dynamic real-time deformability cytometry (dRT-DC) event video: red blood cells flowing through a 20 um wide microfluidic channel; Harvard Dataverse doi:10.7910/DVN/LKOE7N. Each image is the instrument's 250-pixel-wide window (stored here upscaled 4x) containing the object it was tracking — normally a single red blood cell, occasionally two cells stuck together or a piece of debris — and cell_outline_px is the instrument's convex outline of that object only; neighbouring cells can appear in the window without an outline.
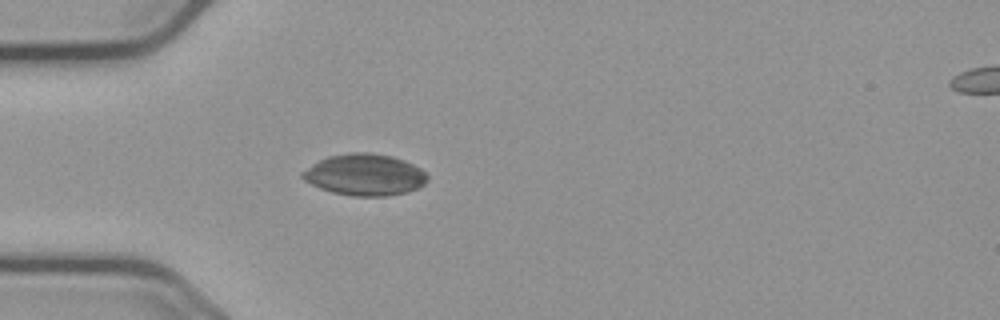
{"species": "common noctule bat (a hibernating species)", "species_latin": "Nyctalus noctula", "temperature_condition": "cold", "stored_images_in_passage": 41, "camera_frame_rate_fps": 3000, "um_per_image_px": 0.085, "animal": {"sex": "male", "body_mass_g": 23.1, "forearm_length_mm": 52.7}, "frame": {"image": 1, "passage_image": 1, "time_ms": 0.0, "image_size_px": [1000, 320], "cell_outline_px": [[428, 180], [420, 188], [408, 192], [388, 196], [352, 196], [332, 192], [320, 188], [304, 180], [300, 176], [300, 172], [312, 164], [328, 156], [352, 152], [368, 152], [392, 156], [404, 160], [420, 168], [428, 176]], "centroid_in_image_um": [31.01, 14.86], "position_along_channel_um": 54.0, "area_um2": 30.4}}
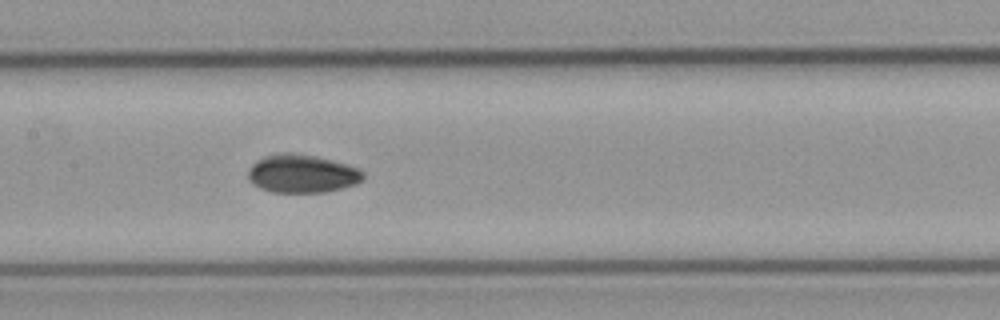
{"frame": {"image": 2, "passage_image": 12, "time_ms": 3.667, "image_size_px": [1000, 320], "cell_outline_px": [[364, 180], [356, 184], [328, 192], [272, 192], [260, 188], [252, 184], [248, 180], [248, 172], [252, 164], [264, 156], [284, 152], [292, 152], [316, 156], [332, 160], [360, 168], [364, 172]], "centroid_in_image_um": [25.69, 14.76], "position_along_channel_um": 181.7, "area_um2": 25.89}}
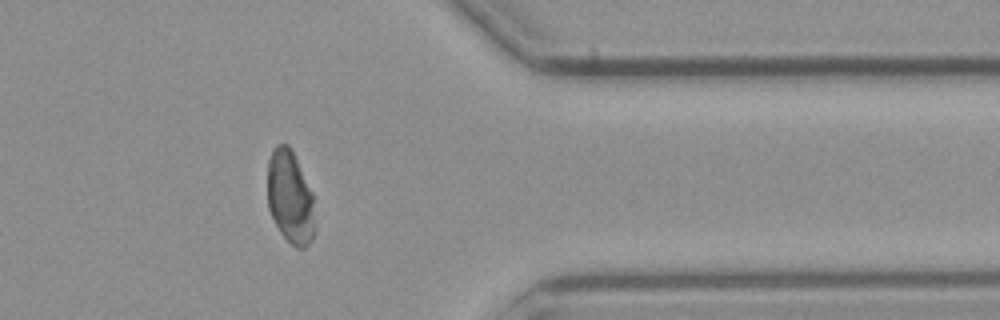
{"frame": {"image": 3, "passage_image": 30, "time_ms": 9.667, "image_size_px": [1000, 320], "cell_outline_px": [[316, 232], [312, 240], [304, 248], [296, 248], [280, 232], [268, 208], [268, 160], [276, 144], [288, 144], [292, 148], [312, 192], [316, 228]], "centroid_in_image_um": [24.69, 16.77], "position_along_channel_um": 386.7, "area_um2": 25.95}, "authors_computed_cell_mechanics": {"area_um2": 26.3568, "velocity_mm_per_s": 3.6686, "shape_relaxation_time_tau1_ms": 5.2557, "shape_relaxation_time_tau2_ms": 5.579, "deformation_change_tau1": 0.1112, "deformation_change_tau2": 0.088}}